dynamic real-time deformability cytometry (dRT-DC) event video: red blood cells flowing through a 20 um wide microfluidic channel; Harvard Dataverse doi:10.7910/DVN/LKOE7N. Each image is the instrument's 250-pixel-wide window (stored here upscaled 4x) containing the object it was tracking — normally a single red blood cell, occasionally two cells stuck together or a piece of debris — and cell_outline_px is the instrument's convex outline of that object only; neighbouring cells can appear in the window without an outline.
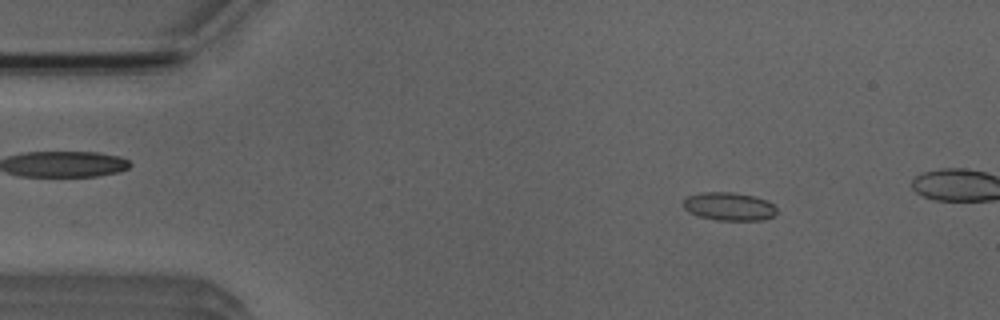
{"species": "Egyptian fruit bat (a non-hibernating species)", "species_latin": "Rousettus aegyptiacus", "temperature_condition": "room temperature", "stored_images_in_passage": 5, "camera_frame_rate_fps": 3000, "um_per_image_px": 0.085, "animal": {"sex": "male"}, "frame": {"image": 1, "passage_image": 2, "time_ms": 1.0, "image_size_px": [1000, 320], "cell_outline_px": [[776, 212], [772, 216], [764, 220], [716, 220], [700, 216], [688, 212], [684, 208], [684, 200], [688, 196], [700, 192], [732, 192], [756, 196], [768, 200], [776, 208]], "centroid_in_image_um": [61.98, 17.54], "position_along_channel_um": 23.0, "area_um2": 15.37}}